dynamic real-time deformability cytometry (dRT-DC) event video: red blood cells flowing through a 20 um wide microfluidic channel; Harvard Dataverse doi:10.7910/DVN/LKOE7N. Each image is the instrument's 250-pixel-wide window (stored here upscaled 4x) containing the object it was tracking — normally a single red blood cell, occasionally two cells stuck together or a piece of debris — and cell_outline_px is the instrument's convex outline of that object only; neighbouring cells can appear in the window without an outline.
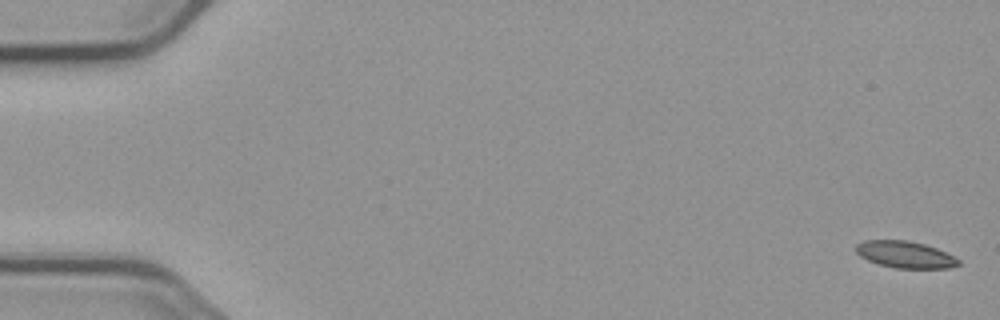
{"species": "common noctule bat (a hibernating species)", "species_latin": "Nyctalus noctula", "temperature_condition": "cold", "stored_images_in_passage": 11, "camera_frame_rate_fps": 3000, "um_per_image_px": 0.085, "animal": {"sex": "male", "body_mass_g": 23.1, "forearm_length_mm": 52.7}, "frame": {"image": 1, "passage_image": 1, "time_ms": 0.0, "image_size_px": [1000, 320], "cell_outline_px": [[960, 264], [948, 268], [896, 268], [880, 264], [868, 260], [860, 256], [856, 252], [856, 244], [864, 240], [908, 240], [924, 244], [936, 248], [960, 260]], "centroid_in_image_um": [76.92, 21.63], "position_along_channel_um": 8.1, "area_um2": 15.84}}
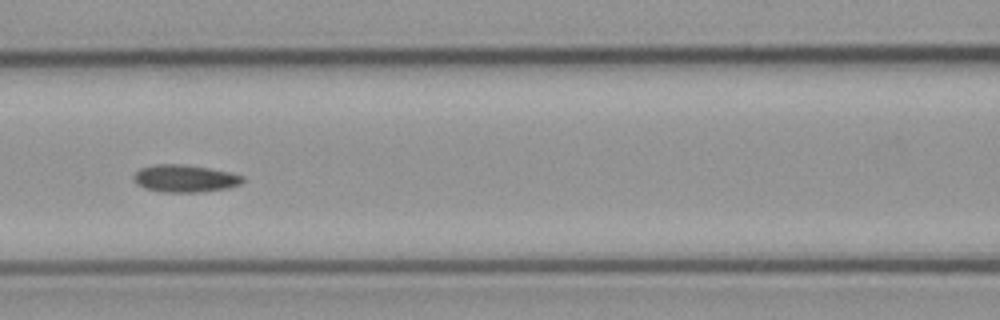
{"frame": {"image": 2, "passage_image": 7, "time_ms": 8.0, "image_size_px": [1000, 320], "cell_outline_px": [[244, 180], [240, 184], [228, 188], [200, 192], [160, 192], [144, 188], [136, 184], [132, 176], [140, 168], [156, 164], [180, 164], [208, 168], [232, 172], [244, 176]], "centroid_in_image_um": [15.71, 15.17], "position_along_channel_um": 150.9, "area_um2": 17.51}}
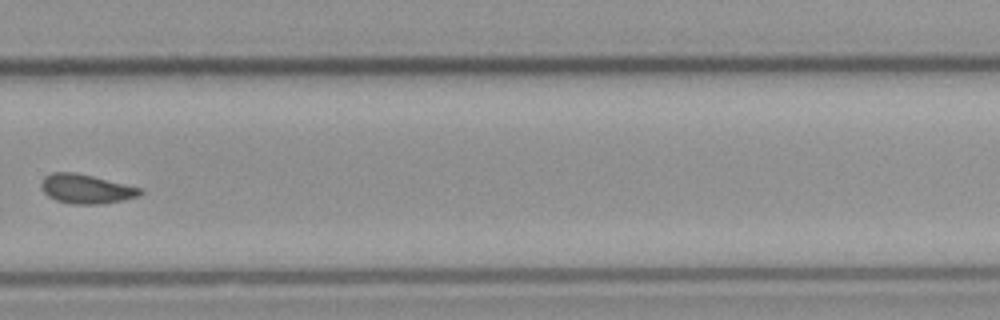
{"frame": {"image": 3, "passage_image": 11, "time_ms": 12.667, "image_size_px": [1000, 320], "cell_outline_px": [[144, 192], [136, 196], [124, 200], [100, 204], [72, 204], [56, 200], [48, 196], [40, 188], [40, 180], [44, 176], [52, 172], [76, 172], [140, 188]], "centroid_in_image_um": [7.25, 16.05], "position_along_channel_um": 322.5, "area_um2": 16.82}}